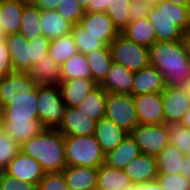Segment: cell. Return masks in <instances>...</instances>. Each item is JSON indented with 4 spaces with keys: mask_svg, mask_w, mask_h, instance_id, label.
I'll list each match as a JSON object with an SVG mask.
<instances>
[{
    "mask_svg": "<svg viewBox=\"0 0 190 190\" xmlns=\"http://www.w3.org/2000/svg\"><path fill=\"white\" fill-rule=\"evenodd\" d=\"M150 65L157 68L166 87H186L190 83V59L183 40L156 41L149 47Z\"/></svg>",
    "mask_w": 190,
    "mask_h": 190,
    "instance_id": "obj_1",
    "label": "cell"
},
{
    "mask_svg": "<svg viewBox=\"0 0 190 190\" xmlns=\"http://www.w3.org/2000/svg\"><path fill=\"white\" fill-rule=\"evenodd\" d=\"M5 133L18 145L38 135L45 127L38 119V87L34 98L12 99L1 109Z\"/></svg>",
    "mask_w": 190,
    "mask_h": 190,
    "instance_id": "obj_2",
    "label": "cell"
},
{
    "mask_svg": "<svg viewBox=\"0 0 190 190\" xmlns=\"http://www.w3.org/2000/svg\"><path fill=\"white\" fill-rule=\"evenodd\" d=\"M19 151L36 159L45 173H61L67 166L64 135L56 128H44L20 145Z\"/></svg>",
    "mask_w": 190,
    "mask_h": 190,
    "instance_id": "obj_3",
    "label": "cell"
},
{
    "mask_svg": "<svg viewBox=\"0 0 190 190\" xmlns=\"http://www.w3.org/2000/svg\"><path fill=\"white\" fill-rule=\"evenodd\" d=\"M147 18L155 28L156 41L181 40L183 32L190 27V6L160 0L150 6Z\"/></svg>",
    "mask_w": 190,
    "mask_h": 190,
    "instance_id": "obj_4",
    "label": "cell"
},
{
    "mask_svg": "<svg viewBox=\"0 0 190 190\" xmlns=\"http://www.w3.org/2000/svg\"><path fill=\"white\" fill-rule=\"evenodd\" d=\"M64 150L67 166L99 168L104 156L95 135L64 136Z\"/></svg>",
    "mask_w": 190,
    "mask_h": 190,
    "instance_id": "obj_5",
    "label": "cell"
},
{
    "mask_svg": "<svg viewBox=\"0 0 190 190\" xmlns=\"http://www.w3.org/2000/svg\"><path fill=\"white\" fill-rule=\"evenodd\" d=\"M65 108L59 86L38 85V119L45 128H57Z\"/></svg>",
    "mask_w": 190,
    "mask_h": 190,
    "instance_id": "obj_6",
    "label": "cell"
},
{
    "mask_svg": "<svg viewBox=\"0 0 190 190\" xmlns=\"http://www.w3.org/2000/svg\"><path fill=\"white\" fill-rule=\"evenodd\" d=\"M113 62L133 72L150 65L149 48L136 44L121 33L110 44Z\"/></svg>",
    "mask_w": 190,
    "mask_h": 190,
    "instance_id": "obj_7",
    "label": "cell"
},
{
    "mask_svg": "<svg viewBox=\"0 0 190 190\" xmlns=\"http://www.w3.org/2000/svg\"><path fill=\"white\" fill-rule=\"evenodd\" d=\"M105 117L128 133L140 124L133 95L107 93Z\"/></svg>",
    "mask_w": 190,
    "mask_h": 190,
    "instance_id": "obj_8",
    "label": "cell"
},
{
    "mask_svg": "<svg viewBox=\"0 0 190 190\" xmlns=\"http://www.w3.org/2000/svg\"><path fill=\"white\" fill-rule=\"evenodd\" d=\"M38 84L28 72H11L0 77V110L12 99L34 98Z\"/></svg>",
    "mask_w": 190,
    "mask_h": 190,
    "instance_id": "obj_9",
    "label": "cell"
},
{
    "mask_svg": "<svg viewBox=\"0 0 190 190\" xmlns=\"http://www.w3.org/2000/svg\"><path fill=\"white\" fill-rule=\"evenodd\" d=\"M141 154L155 157L166 147L169 134L166 123L139 124L131 132Z\"/></svg>",
    "mask_w": 190,
    "mask_h": 190,
    "instance_id": "obj_10",
    "label": "cell"
},
{
    "mask_svg": "<svg viewBox=\"0 0 190 190\" xmlns=\"http://www.w3.org/2000/svg\"><path fill=\"white\" fill-rule=\"evenodd\" d=\"M162 98L165 123H180L190 106L186 87H166Z\"/></svg>",
    "mask_w": 190,
    "mask_h": 190,
    "instance_id": "obj_11",
    "label": "cell"
},
{
    "mask_svg": "<svg viewBox=\"0 0 190 190\" xmlns=\"http://www.w3.org/2000/svg\"><path fill=\"white\" fill-rule=\"evenodd\" d=\"M4 172L17 180L30 182L37 186L46 174L36 159L20 151L9 162Z\"/></svg>",
    "mask_w": 190,
    "mask_h": 190,
    "instance_id": "obj_12",
    "label": "cell"
},
{
    "mask_svg": "<svg viewBox=\"0 0 190 190\" xmlns=\"http://www.w3.org/2000/svg\"><path fill=\"white\" fill-rule=\"evenodd\" d=\"M96 122L76 107L66 106L62 122L56 129L64 136H89L95 133Z\"/></svg>",
    "mask_w": 190,
    "mask_h": 190,
    "instance_id": "obj_13",
    "label": "cell"
},
{
    "mask_svg": "<svg viewBox=\"0 0 190 190\" xmlns=\"http://www.w3.org/2000/svg\"><path fill=\"white\" fill-rule=\"evenodd\" d=\"M79 24L107 46L120 34L106 12H86Z\"/></svg>",
    "mask_w": 190,
    "mask_h": 190,
    "instance_id": "obj_14",
    "label": "cell"
},
{
    "mask_svg": "<svg viewBox=\"0 0 190 190\" xmlns=\"http://www.w3.org/2000/svg\"><path fill=\"white\" fill-rule=\"evenodd\" d=\"M140 124H163L162 92L133 96Z\"/></svg>",
    "mask_w": 190,
    "mask_h": 190,
    "instance_id": "obj_15",
    "label": "cell"
},
{
    "mask_svg": "<svg viewBox=\"0 0 190 190\" xmlns=\"http://www.w3.org/2000/svg\"><path fill=\"white\" fill-rule=\"evenodd\" d=\"M158 173L190 176V157L169 143L156 156Z\"/></svg>",
    "mask_w": 190,
    "mask_h": 190,
    "instance_id": "obj_16",
    "label": "cell"
},
{
    "mask_svg": "<svg viewBox=\"0 0 190 190\" xmlns=\"http://www.w3.org/2000/svg\"><path fill=\"white\" fill-rule=\"evenodd\" d=\"M8 45L13 71L30 72L32 70L31 44L19 32L5 37Z\"/></svg>",
    "mask_w": 190,
    "mask_h": 190,
    "instance_id": "obj_17",
    "label": "cell"
},
{
    "mask_svg": "<svg viewBox=\"0 0 190 190\" xmlns=\"http://www.w3.org/2000/svg\"><path fill=\"white\" fill-rule=\"evenodd\" d=\"M166 88L161 72L152 65L134 72L132 95L163 92Z\"/></svg>",
    "mask_w": 190,
    "mask_h": 190,
    "instance_id": "obj_18",
    "label": "cell"
},
{
    "mask_svg": "<svg viewBox=\"0 0 190 190\" xmlns=\"http://www.w3.org/2000/svg\"><path fill=\"white\" fill-rule=\"evenodd\" d=\"M134 72L112 62L106 77L99 84L107 93L132 95Z\"/></svg>",
    "mask_w": 190,
    "mask_h": 190,
    "instance_id": "obj_19",
    "label": "cell"
},
{
    "mask_svg": "<svg viewBox=\"0 0 190 190\" xmlns=\"http://www.w3.org/2000/svg\"><path fill=\"white\" fill-rule=\"evenodd\" d=\"M98 84L93 79L74 78L59 83L62 99L67 107H76Z\"/></svg>",
    "mask_w": 190,
    "mask_h": 190,
    "instance_id": "obj_20",
    "label": "cell"
},
{
    "mask_svg": "<svg viewBox=\"0 0 190 190\" xmlns=\"http://www.w3.org/2000/svg\"><path fill=\"white\" fill-rule=\"evenodd\" d=\"M128 134L126 130L118 127L107 117L96 122L94 135L104 154L114 150Z\"/></svg>",
    "mask_w": 190,
    "mask_h": 190,
    "instance_id": "obj_21",
    "label": "cell"
},
{
    "mask_svg": "<svg viewBox=\"0 0 190 190\" xmlns=\"http://www.w3.org/2000/svg\"><path fill=\"white\" fill-rule=\"evenodd\" d=\"M124 172L133 184L154 181L158 175L156 159L153 156L140 154L126 165Z\"/></svg>",
    "mask_w": 190,
    "mask_h": 190,
    "instance_id": "obj_22",
    "label": "cell"
},
{
    "mask_svg": "<svg viewBox=\"0 0 190 190\" xmlns=\"http://www.w3.org/2000/svg\"><path fill=\"white\" fill-rule=\"evenodd\" d=\"M61 173L70 190H93L97 188L98 168L66 166Z\"/></svg>",
    "mask_w": 190,
    "mask_h": 190,
    "instance_id": "obj_23",
    "label": "cell"
},
{
    "mask_svg": "<svg viewBox=\"0 0 190 190\" xmlns=\"http://www.w3.org/2000/svg\"><path fill=\"white\" fill-rule=\"evenodd\" d=\"M140 154L138 145L129 133L114 150L105 154L104 164L119 170H124L126 165Z\"/></svg>",
    "mask_w": 190,
    "mask_h": 190,
    "instance_id": "obj_24",
    "label": "cell"
},
{
    "mask_svg": "<svg viewBox=\"0 0 190 190\" xmlns=\"http://www.w3.org/2000/svg\"><path fill=\"white\" fill-rule=\"evenodd\" d=\"M120 33L132 42L147 48L156 42L155 28L148 18L130 21Z\"/></svg>",
    "mask_w": 190,
    "mask_h": 190,
    "instance_id": "obj_25",
    "label": "cell"
},
{
    "mask_svg": "<svg viewBox=\"0 0 190 190\" xmlns=\"http://www.w3.org/2000/svg\"><path fill=\"white\" fill-rule=\"evenodd\" d=\"M38 85H56L61 82L60 66L47 53L44 57L36 61L29 72Z\"/></svg>",
    "mask_w": 190,
    "mask_h": 190,
    "instance_id": "obj_26",
    "label": "cell"
},
{
    "mask_svg": "<svg viewBox=\"0 0 190 190\" xmlns=\"http://www.w3.org/2000/svg\"><path fill=\"white\" fill-rule=\"evenodd\" d=\"M72 26L56 10H41L40 27L42 28L43 36L49 40L71 33Z\"/></svg>",
    "mask_w": 190,
    "mask_h": 190,
    "instance_id": "obj_27",
    "label": "cell"
},
{
    "mask_svg": "<svg viewBox=\"0 0 190 190\" xmlns=\"http://www.w3.org/2000/svg\"><path fill=\"white\" fill-rule=\"evenodd\" d=\"M24 5L20 0H3L0 7V24L5 33H19Z\"/></svg>",
    "mask_w": 190,
    "mask_h": 190,
    "instance_id": "obj_28",
    "label": "cell"
},
{
    "mask_svg": "<svg viewBox=\"0 0 190 190\" xmlns=\"http://www.w3.org/2000/svg\"><path fill=\"white\" fill-rule=\"evenodd\" d=\"M133 184L124 170L102 164L97 173L98 190H120L124 186Z\"/></svg>",
    "mask_w": 190,
    "mask_h": 190,
    "instance_id": "obj_29",
    "label": "cell"
},
{
    "mask_svg": "<svg viewBox=\"0 0 190 190\" xmlns=\"http://www.w3.org/2000/svg\"><path fill=\"white\" fill-rule=\"evenodd\" d=\"M107 92L98 85L76 106L85 115L98 121L105 117Z\"/></svg>",
    "mask_w": 190,
    "mask_h": 190,
    "instance_id": "obj_30",
    "label": "cell"
},
{
    "mask_svg": "<svg viewBox=\"0 0 190 190\" xmlns=\"http://www.w3.org/2000/svg\"><path fill=\"white\" fill-rule=\"evenodd\" d=\"M61 80H70L74 78L92 79V72L86 55L77 53L69 57L60 66Z\"/></svg>",
    "mask_w": 190,
    "mask_h": 190,
    "instance_id": "obj_31",
    "label": "cell"
},
{
    "mask_svg": "<svg viewBox=\"0 0 190 190\" xmlns=\"http://www.w3.org/2000/svg\"><path fill=\"white\" fill-rule=\"evenodd\" d=\"M92 72V79L99 85L106 77L113 62L110 47H102L86 54Z\"/></svg>",
    "mask_w": 190,
    "mask_h": 190,
    "instance_id": "obj_32",
    "label": "cell"
},
{
    "mask_svg": "<svg viewBox=\"0 0 190 190\" xmlns=\"http://www.w3.org/2000/svg\"><path fill=\"white\" fill-rule=\"evenodd\" d=\"M77 53L78 49L72 33L50 40L48 54L59 66Z\"/></svg>",
    "mask_w": 190,
    "mask_h": 190,
    "instance_id": "obj_33",
    "label": "cell"
},
{
    "mask_svg": "<svg viewBox=\"0 0 190 190\" xmlns=\"http://www.w3.org/2000/svg\"><path fill=\"white\" fill-rule=\"evenodd\" d=\"M41 9L37 6L24 5L21 17L20 33L28 40H34L43 35L40 27Z\"/></svg>",
    "mask_w": 190,
    "mask_h": 190,
    "instance_id": "obj_34",
    "label": "cell"
},
{
    "mask_svg": "<svg viewBox=\"0 0 190 190\" xmlns=\"http://www.w3.org/2000/svg\"><path fill=\"white\" fill-rule=\"evenodd\" d=\"M71 33L74 37L78 52L84 55L102 47H110L100 39H97V37L89 34L80 24L73 25Z\"/></svg>",
    "mask_w": 190,
    "mask_h": 190,
    "instance_id": "obj_35",
    "label": "cell"
},
{
    "mask_svg": "<svg viewBox=\"0 0 190 190\" xmlns=\"http://www.w3.org/2000/svg\"><path fill=\"white\" fill-rule=\"evenodd\" d=\"M166 125L170 143L177 147L184 155L190 157V128L176 122Z\"/></svg>",
    "mask_w": 190,
    "mask_h": 190,
    "instance_id": "obj_36",
    "label": "cell"
},
{
    "mask_svg": "<svg viewBox=\"0 0 190 190\" xmlns=\"http://www.w3.org/2000/svg\"><path fill=\"white\" fill-rule=\"evenodd\" d=\"M130 6L131 3L129 0H113V6L105 11L119 32L131 21L129 12Z\"/></svg>",
    "mask_w": 190,
    "mask_h": 190,
    "instance_id": "obj_37",
    "label": "cell"
},
{
    "mask_svg": "<svg viewBox=\"0 0 190 190\" xmlns=\"http://www.w3.org/2000/svg\"><path fill=\"white\" fill-rule=\"evenodd\" d=\"M58 14L72 25L80 23L82 16L86 13L77 0H61L57 6Z\"/></svg>",
    "mask_w": 190,
    "mask_h": 190,
    "instance_id": "obj_38",
    "label": "cell"
},
{
    "mask_svg": "<svg viewBox=\"0 0 190 190\" xmlns=\"http://www.w3.org/2000/svg\"><path fill=\"white\" fill-rule=\"evenodd\" d=\"M157 182L164 190H190V176L158 173Z\"/></svg>",
    "mask_w": 190,
    "mask_h": 190,
    "instance_id": "obj_39",
    "label": "cell"
},
{
    "mask_svg": "<svg viewBox=\"0 0 190 190\" xmlns=\"http://www.w3.org/2000/svg\"><path fill=\"white\" fill-rule=\"evenodd\" d=\"M20 145L6 133L0 135V172L4 171L9 162L19 152Z\"/></svg>",
    "mask_w": 190,
    "mask_h": 190,
    "instance_id": "obj_40",
    "label": "cell"
},
{
    "mask_svg": "<svg viewBox=\"0 0 190 190\" xmlns=\"http://www.w3.org/2000/svg\"><path fill=\"white\" fill-rule=\"evenodd\" d=\"M38 190H70L62 173H46L37 186Z\"/></svg>",
    "mask_w": 190,
    "mask_h": 190,
    "instance_id": "obj_41",
    "label": "cell"
},
{
    "mask_svg": "<svg viewBox=\"0 0 190 190\" xmlns=\"http://www.w3.org/2000/svg\"><path fill=\"white\" fill-rule=\"evenodd\" d=\"M0 187L3 190H38L36 184L17 180L4 171L0 172Z\"/></svg>",
    "mask_w": 190,
    "mask_h": 190,
    "instance_id": "obj_42",
    "label": "cell"
},
{
    "mask_svg": "<svg viewBox=\"0 0 190 190\" xmlns=\"http://www.w3.org/2000/svg\"><path fill=\"white\" fill-rule=\"evenodd\" d=\"M28 44H31V59L33 68V65L36 64V61L48 53L50 40L41 35L36 37L34 40L28 41Z\"/></svg>",
    "mask_w": 190,
    "mask_h": 190,
    "instance_id": "obj_43",
    "label": "cell"
},
{
    "mask_svg": "<svg viewBox=\"0 0 190 190\" xmlns=\"http://www.w3.org/2000/svg\"><path fill=\"white\" fill-rule=\"evenodd\" d=\"M13 72L9 49L5 38L0 39V77Z\"/></svg>",
    "mask_w": 190,
    "mask_h": 190,
    "instance_id": "obj_44",
    "label": "cell"
},
{
    "mask_svg": "<svg viewBox=\"0 0 190 190\" xmlns=\"http://www.w3.org/2000/svg\"><path fill=\"white\" fill-rule=\"evenodd\" d=\"M150 6L146 1L132 3L129 9L131 21L147 18Z\"/></svg>",
    "mask_w": 190,
    "mask_h": 190,
    "instance_id": "obj_45",
    "label": "cell"
},
{
    "mask_svg": "<svg viewBox=\"0 0 190 190\" xmlns=\"http://www.w3.org/2000/svg\"><path fill=\"white\" fill-rule=\"evenodd\" d=\"M113 6V0H90L86 12H105Z\"/></svg>",
    "mask_w": 190,
    "mask_h": 190,
    "instance_id": "obj_46",
    "label": "cell"
},
{
    "mask_svg": "<svg viewBox=\"0 0 190 190\" xmlns=\"http://www.w3.org/2000/svg\"><path fill=\"white\" fill-rule=\"evenodd\" d=\"M135 190H164L157 180L136 184Z\"/></svg>",
    "mask_w": 190,
    "mask_h": 190,
    "instance_id": "obj_47",
    "label": "cell"
},
{
    "mask_svg": "<svg viewBox=\"0 0 190 190\" xmlns=\"http://www.w3.org/2000/svg\"><path fill=\"white\" fill-rule=\"evenodd\" d=\"M61 0H40L37 7L41 10H56L57 4Z\"/></svg>",
    "mask_w": 190,
    "mask_h": 190,
    "instance_id": "obj_48",
    "label": "cell"
},
{
    "mask_svg": "<svg viewBox=\"0 0 190 190\" xmlns=\"http://www.w3.org/2000/svg\"><path fill=\"white\" fill-rule=\"evenodd\" d=\"M182 40L187 52V55L190 59V27L183 32Z\"/></svg>",
    "mask_w": 190,
    "mask_h": 190,
    "instance_id": "obj_49",
    "label": "cell"
},
{
    "mask_svg": "<svg viewBox=\"0 0 190 190\" xmlns=\"http://www.w3.org/2000/svg\"><path fill=\"white\" fill-rule=\"evenodd\" d=\"M184 127L190 128V106L187 112L184 114L182 121L180 122Z\"/></svg>",
    "mask_w": 190,
    "mask_h": 190,
    "instance_id": "obj_50",
    "label": "cell"
},
{
    "mask_svg": "<svg viewBox=\"0 0 190 190\" xmlns=\"http://www.w3.org/2000/svg\"><path fill=\"white\" fill-rule=\"evenodd\" d=\"M23 5L26 6H37L40 0H20Z\"/></svg>",
    "mask_w": 190,
    "mask_h": 190,
    "instance_id": "obj_51",
    "label": "cell"
},
{
    "mask_svg": "<svg viewBox=\"0 0 190 190\" xmlns=\"http://www.w3.org/2000/svg\"><path fill=\"white\" fill-rule=\"evenodd\" d=\"M177 5L190 6V0H167Z\"/></svg>",
    "mask_w": 190,
    "mask_h": 190,
    "instance_id": "obj_52",
    "label": "cell"
},
{
    "mask_svg": "<svg viewBox=\"0 0 190 190\" xmlns=\"http://www.w3.org/2000/svg\"><path fill=\"white\" fill-rule=\"evenodd\" d=\"M139 1H141V2H148L150 5H155V4H157L160 0H129V2L132 4V3H137V2H139Z\"/></svg>",
    "mask_w": 190,
    "mask_h": 190,
    "instance_id": "obj_53",
    "label": "cell"
},
{
    "mask_svg": "<svg viewBox=\"0 0 190 190\" xmlns=\"http://www.w3.org/2000/svg\"><path fill=\"white\" fill-rule=\"evenodd\" d=\"M4 118H3V115H2V112L0 110V135H2L3 133H5V130H4Z\"/></svg>",
    "mask_w": 190,
    "mask_h": 190,
    "instance_id": "obj_54",
    "label": "cell"
},
{
    "mask_svg": "<svg viewBox=\"0 0 190 190\" xmlns=\"http://www.w3.org/2000/svg\"><path fill=\"white\" fill-rule=\"evenodd\" d=\"M83 8H87L90 0H77Z\"/></svg>",
    "mask_w": 190,
    "mask_h": 190,
    "instance_id": "obj_55",
    "label": "cell"
},
{
    "mask_svg": "<svg viewBox=\"0 0 190 190\" xmlns=\"http://www.w3.org/2000/svg\"><path fill=\"white\" fill-rule=\"evenodd\" d=\"M135 189H136V184H131V185L124 186L120 190H135Z\"/></svg>",
    "mask_w": 190,
    "mask_h": 190,
    "instance_id": "obj_56",
    "label": "cell"
},
{
    "mask_svg": "<svg viewBox=\"0 0 190 190\" xmlns=\"http://www.w3.org/2000/svg\"><path fill=\"white\" fill-rule=\"evenodd\" d=\"M7 34L5 33L2 25L0 24V39L5 38Z\"/></svg>",
    "mask_w": 190,
    "mask_h": 190,
    "instance_id": "obj_57",
    "label": "cell"
},
{
    "mask_svg": "<svg viewBox=\"0 0 190 190\" xmlns=\"http://www.w3.org/2000/svg\"><path fill=\"white\" fill-rule=\"evenodd\" d=\"M186 89L188 91V98H189V103H190V83L186 86Z\"/></svg>",
    "mask_w": 190,
    "mask_h": 190,
    "instance_id": "obj_58",
    "label": "cell"
}]
</instances>
